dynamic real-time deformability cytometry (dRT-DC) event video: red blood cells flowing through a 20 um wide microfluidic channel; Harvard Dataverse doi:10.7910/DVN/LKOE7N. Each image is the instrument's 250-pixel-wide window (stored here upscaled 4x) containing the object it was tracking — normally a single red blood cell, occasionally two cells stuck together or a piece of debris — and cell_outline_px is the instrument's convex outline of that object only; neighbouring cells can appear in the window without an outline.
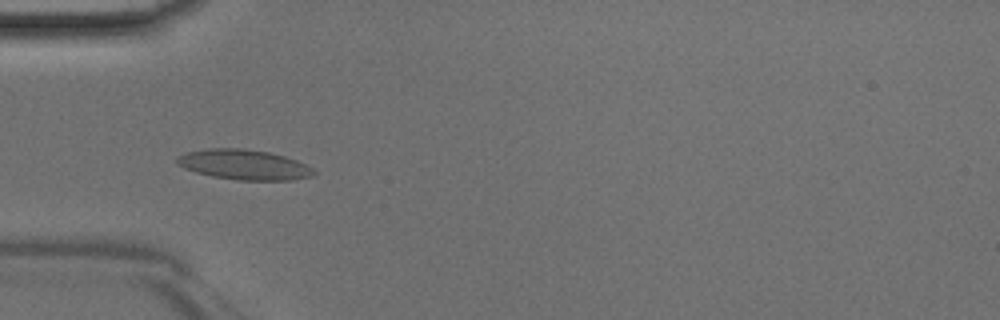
{"species": "Egyptian fruit bat (a non-hibernating species)", "species_latin": "Rousettus aegyptiacus", "temperature_condition": "room temperature", "stored_images_in_passage": 46, "camera_frame_rate_fps": 3000, "um_per_image_px": 0.085, "animal": {"sex": "male"}, "frame": {"image": 1, "passage_image": 14, "time_ms": 4.333, "image_size_px": [1000, 320], "cell_outline_px": [[316, 172], [312, 176], [292, 180], [236, 180], [212, 176], [196, 172], [184, 168], [176, 164], [176, 156], [188, 152], [208, 148], [244, 148], [268, 152], [284, 156], [296, 160], [312, 168]], "centroid_in_image_um": [20.71, 13.99], "position_along_channel_um": 64.3, "area_um2": 23.99}}
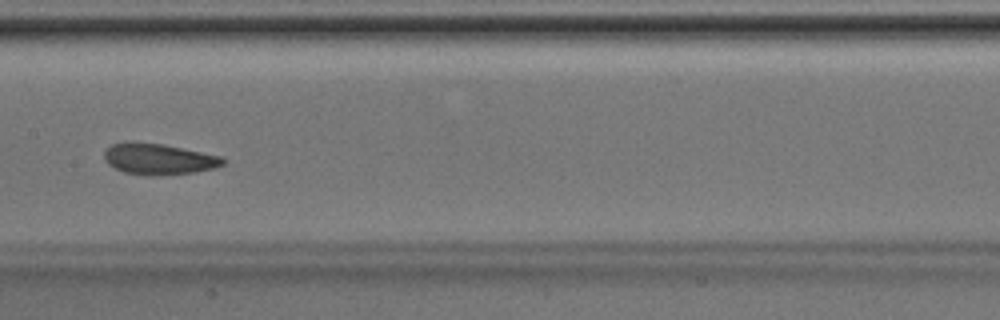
{"frame": {"image": 2, "passage_image": 23, "time_ms": 7.333, "image_size_px": [1000, 320], "cell_outline_px": [[228, 160], [224, 164], [212, 168], [192, 172], [160, 176], [144, 176], [124, 172], [108, 164], [104, 160], [104, 152], [112, 144], [164, 144], [220, 156]], "centroid_in_image_um": [13.52, 13.56], "position_along_channel_um": 193.9, "area_um2": 20.98}}
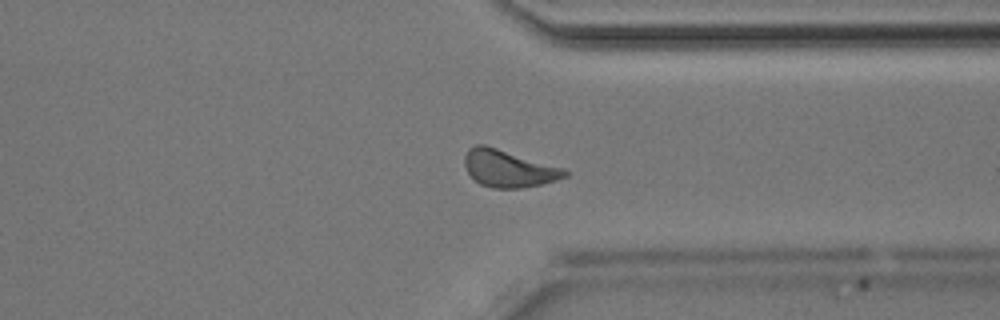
{"frame": {"image": 3, "passage_image": 35, "time_ms": 11.333, "image_size_px": [1000, 320], "cell_outline_px": [[568, 176], [556, 180], [540, 184], [520, 188], [492, 188], [480, 184], [468, 172], [464, 164], [464, 156], [468, 148], [476, 144], [484, 144], [564, 168], [568, 172]], "centroid_in_image_um": [43.21, 14.31], "position_along_channel_um": 368.2, "area_um2": 21.56}}